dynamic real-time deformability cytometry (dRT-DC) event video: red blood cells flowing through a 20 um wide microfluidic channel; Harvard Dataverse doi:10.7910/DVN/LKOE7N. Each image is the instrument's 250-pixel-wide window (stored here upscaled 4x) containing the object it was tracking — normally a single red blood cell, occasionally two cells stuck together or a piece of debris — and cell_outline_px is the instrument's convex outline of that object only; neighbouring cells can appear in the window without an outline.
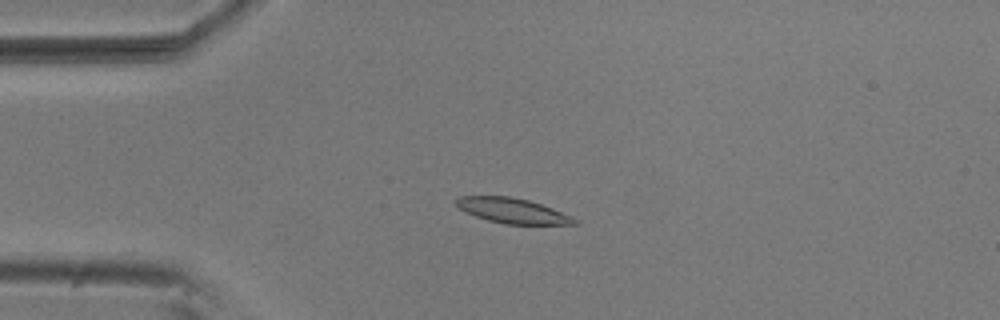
{"species": "common noctule bat (a hibernating species)", "species_latin": "Nyctalus noctula", "temperature_condition": "room temperature", "stored_images_in_passage": 51, "camera_frame_rate_fps": 3000, "um_per_image_px": 0.085, "animal": {"sex": "male", "body_mass_g": 20.5, "forearm_length_mm": 52.5}, "frame": {"image": 1, "passage_image": 10, "time_ms": 3.0, "image_size_px": [1000, 320], "cell_outline_px": [[580, 224], [504, 224], [488, 220], [476, 216], [460, 208], [456, 204], [456, 200], [460, 196], [512, 196], [528, 200], [552, 208], [572, 216], [580, 220]], "centroid_in_image_um": [43.62, 17.91], "position_along_channel_um": 41.4, "area_um2": 17.17}}
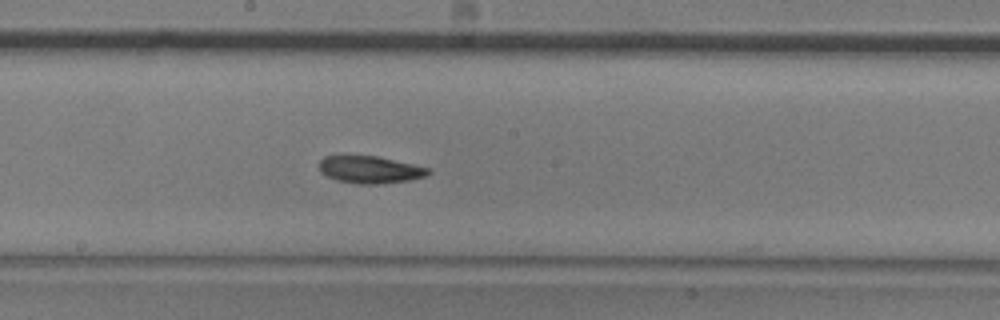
{"frame": {"image": 2, "passage_image": 26, "time_ms": 8.333, "image_size_px": [1000, 320], "cell_outline_px": [[432, 172], [424, 176], [408, 180], [376, 184], [356, 184], [336, 180], [320, 172], [320, 160], [324, 156], [376, 156], [432, 168]], "centroid_in_image_um": [31.46, 14.42], "position_along_channel_um": 216.7, "area_um2": 17.22}}
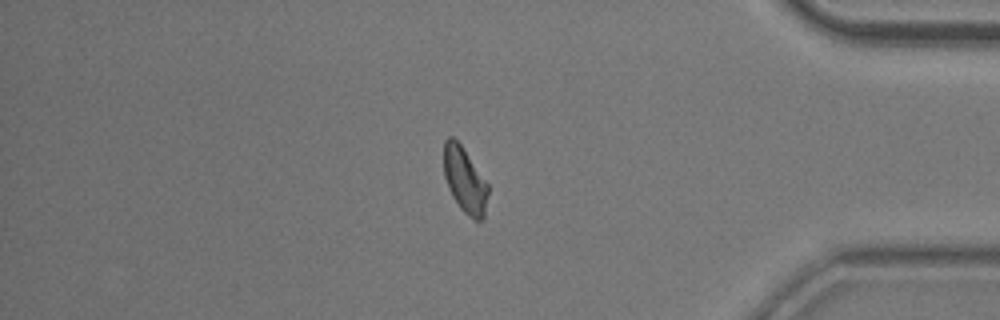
{"frame": {"image": 3, "passage_image": 43, "time_ms": 14.0, "image_size_px": [1000, 320], "cell_outline_px": [[488, 192], [484, 216], [480, 220], [472, 220], [460, 208], [452, 196], [448, 188], [444, 176], [444, 140], [448, 136], [452, 136], [460, 144], [488, 184]], "centroid_in_image_um": [39.49, 15.32], "position_along_channel_um": 395.7, "area_um2": 16.76}, "authors_computed_cell_mechanics": {"area_um2": 17.629, "velocity_mm_per_s": 3.6975, "shape_relaxation_time_tau1_ms": 5.4034, "shape_relaxation_time_tau2_ms": 3.1172, "deformation_change_tau1": 0.1329, "deformation_change_tau2": 0.0763}}